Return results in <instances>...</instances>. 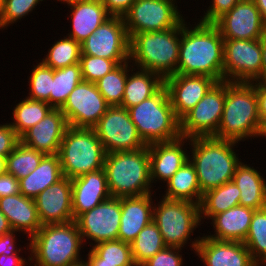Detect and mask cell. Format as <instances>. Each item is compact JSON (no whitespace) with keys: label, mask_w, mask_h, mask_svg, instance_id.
<instances>
[{"label":"cell","mask_w":266,"mask_h":266,"mask_svg":"<svg viewBox=\"0 0 266 266\" xmlns=\"http://www.w3.org/2000/svg\"><path fill=\"white\" fill-rule=\"evenodd\" d=\"M181 22V40L176 74L203 75L224 81V39L214 23ZM191 26V27H190ZM193 27V28H192Z\"/></svg>","instance_id":"obj_1"},{"label":"cell","mask_w":266,"mask_h":266,"mask_svg":"<svg viewBox=\"0 0 266 266\" xmlns=\"http://www.w3.org/2000/svg\"><path fill=\"white\" fill-rule=\"evenodd\" d=\"M214 137L237 143L255 137L266 138V130L260 122L258 98L251 83L226 81L223 115Z\"/></svg>","instance_id":"obj_2"},{"label":"cell","mask_w":266,"mask_h":266,"mask_svg":"<svg viewBox=\"0 0 266 266\" xmlns=\"http://www.w3.org/2000/svg\"><path fill=\"white\" fill-rule=\"evenodd\" d=\"M236 144L239 145L215 137L190 138L186 143L191 149L189 160L197 173L201 194L232 181L236 167L241 163L234 150Z\"/></svg>","instance_id":"obj_3"},{"label":"cell","mask_w":266,"mask_h":266,"mask_svg":"<svg viewBox=\"0 0 266 266\" xmlns=\"http://www.w3.org/2000/svg\"><path fill=\"white\" fill-rule=\"evenodd\" d=\"M26 244L31 266H72L84 261L80 251L85 244L75 221L43 225Z\"/></svg>","instance_id":"obj_4"},{"label":"cell","mask_w":266,"mask_h":266,"mask_svg":"<svg viewBox=\"0 0 266 266\" xmlns=\"http://www.w3.org/2000/svg\"><path fill=\"white\" fill-rule=\"evenodd\" d=\"M180 40L181 23L163 31L134 34L129 43V61L165 79L176 74Z\"/></svg>","instance_id":"obj_5"},{"label":"cell","mask_w":266,"mask_h":266,"mask_svg":"<svg viewBox=\"0 0 266 266\" xmlns=\"http://www.w3.org/2000/svg\"><path fill=\"white\" fill-rule=\"evenodd\" d=\"M104 170L112 197L142 196L153 193L148 146L134 151L106 153Z\"/></svg>","instance_id":"obj_6"},{"label":"cell","mask_w":266,"mask_h":266,"mask_svg":"<svg viewBox=\"0 0 266 266\" xmlns=\"http://www.w3.org/2000/svg\"><path fill=\"white\" fill-rule=\"evenodd\" d=\"M128 111L141 139L147 145L181 137L180 120L175 115L165 86L152 97L128 108Z\"/></svg>","instance_id":"obj_7"},{"label":"cell","mask_w":266,"mask_h":266,"mask_svg":"<svg viewBox=\"0 0 266 266\" xmlns=\"http://www.w3.org/2000/svg\"><path fill=\"white\" fill-rule=\"evenodd\" d=\"M58 155L63 175L72 180L104 168L106 152L94 128L68 126Z\"/></svg>","instance_id":"obj_8"},{"label":"cell","mask_w":266,"mask_h":266,"mask_svg":"<svg viewBox=\"0 0 266 266\" xmlns=\"http://www.w3.org/2000/svg\"><path fill=\"white\" fill-rule=\"evenodd\" d=\"M153 221L158 226L166 246L185 248L190 240V248L195 253L201 237L194 241L190 237L200 225L199 205L188 201L160 198L153 207Z\"/></svg>","instance_id":"obj_9"},{"label":"cell","mask_w":266,"mask_h":266,"mask_svg":"<svg viewBox=\"0 0 266 266\" xmlns=\"http://www.w3.org/2000/svg\"><path fill=\"white\" fill-rule=\"evenodd\" d=\"M176 1L136 0L123 16L129 39L137 33L163 31L177 27L185 17L177 8Z\"/></svg>","instance_id":"obj_10"},{"label":"cell","mask_w":266,"mask_h":266,"mask_svg":"<svg viewBox=\"0 0 266 266\" xmlns=\"http://www.w3.org/2000/svg\"><path fill=\"white\" fill-rule=\"evenodd\" d=\"M226 98V81L217 82L180 120L181 137H214L220 125Z\"/></svg>","instance_id":"obj_11"},{"label":"cell","mask_w":266,"mask_h":266,"mask_svg":"<svg viewBox=\"0 0 266 266\" xmlns=\"http://www.w3.org/2000/svg\"><path fill=\"white\" fill-rule=\"evenodd\" d=\"M106 153L134 151L148 146L140 137L128 109L110 106L94 127Z\"/></svg>","instance_id":"obj_12"},{"label":"cell","mask_w":266,"mask_h":266,"mask_svg":"<svg viewBox=\"0 0 266 266\" xmlns=\"http://www.w3.org/2000/svg\"><path fill=\"white\" fill-rule=\"evenodd\" d=\"M224 81L262 80L261 40L224 39Z\"/></svg>","instance_id":"obj_13"},{"label":"cell","mask_w":266,"mask_h":266,"mask_svg":"<svg viewBox=\"0 0 266 266\" xmlns=\"http://www.w3.org/2000/svg\"><path fill=\"white\" fill-rule=\"evenodd\" d=\"M129 43L123 17L111 16L81 43V55L106 58L119 65L129 61Z\"/></svg>","instance_id":"obj_14"},{"label":"cell","mask_w":266,"mask_h":266,"mask_svg":"<svg viewBox=\"0 0 266 266\" xmlns=\"http://www.w3.org/2000/svg\"><path fill=\"white\" fill-rule=\"evenodd\" d=\"M109 107L96 84L82 80L60 110L65 115L68 126L94 128Z\"/></svg>","instance_id":"obj_15"},{"label":"cell","mask_w":266,"mask_h":266,"mask_svg":"<svg viewBox=\"0 0 266 266\" xmlns=\"http://www.w3.org/2000/svg\"><path fill=\"white\" fill-rule=\"evenodd\" d=\"M81 233L82 241H90L89 246L103 241L118 239L121 222V197H110L81 214L75 220Z\"/></svg>","instance_id":"obj_16"},{"label":"cell","mask_w":266,"mask_h":266,"mask_svg":"<svg viewBox=\"0 0 266 266\" xmlns=\"http://www.w3.org/2000/svg\"><path fill=\"white\" fill-rule=\"evenodd\" d=\"M223 39L255 40L266 31L261 13L253 0L239 1L215 23Z\"/></svg>","instance_id":"obj_17"},{"label":"cell","mask_w":266,"mask_h":266,"mask_svg":"<svg viewBox=\"0 0 266 266\" xmlns=\"http://www.w3.org/2000/svg\"><path fill=\"white\" fill-rule=\"evenodd\" d=\"M217 83L209 76L174 74L164 79L171 105L181 120Z\"/></svg>","instance_id":"obj_18"},{"label":"cell","mask_w":266,"mask_h":266,"mask_svg":"<svg viewBox=\"0 0 266 266\" xmlns=\"http://www.w3.org/2000/svg\"><path fill=\"white\" fill-rule=\"evenodd\" d=\"M36 209L42 225L63 224L74 221L72 214V183L63 177L35 198Z\"/></svg>","instance_id":"obj_19"},{"label":"cell","mask_w":266,"mask_h":266,"mask_svg":"<svg viewBox=\"0 0 266 266\" xmlns=\"http://www.w3.org/2000/svg\"><path fill=\"white\" fill-rule=\"evenodd\" d=\"M186 142H190V139L180 137L148 145L151 183H166L189 160V151L183 147Z\"/></svg>","instance_id":"obj_20"},{"label":"cell","mask_w":266,"mask_h":266,"mask_svg":"<svg viewBox=\"0 0 266 266\" xmlns=\"http://www.w3.org/2000/svg\"><path fill=\"white\" fill-rule=\"evenodd\" d=\"M195 254L205 266H258L243 242L221 241L203 235Z\"/></svg>","instance_id":"obj_21"},{"label":"cell","mask_w":266,"mask_h":266,"mask_svg":"<svg viewBox=\"0 0 266 266\" xmlns=\"http://www.w3.org/2000/svg\"><path fill=\"white\" fill-rule=\"evenodd\" d=\"M68 127L60 109H52L44 119L20 136V142L44 154H58Z\"/></svg>","instance_id":"obj_22"},{"label":"cell","mask_w":266,"mask_h":266,"mask_svg":"<svg viewBox=\"0 0 266 266\" xmlns=\"http://www.w3.org/2000/svg\"><path fill=\"white\" fill-rule=\"evenodd\" d=\"M74 221L102 201L111 197L104 168L71 180Z\"/></svg>","instance_id":"obj_23"},{"label":"cell","mask_w":266,"mask_h":266,"mask_svg":"<svg viewBox=\"0 0 266 266\" xmlns=\"http://www.w3.org/2000/svg\"><path fill=\"white\" fill-rule=\"evenodd\" d=\"M153 193L121 197V222L118 239L131 244L139 232L153 221Z\"/></svg>","instance_id":"obj_24"},{"label":"cell","mask_w":266,"mask_h":266,"mask_svg":"<svg viewBox=\"0 0 266 266\" xmlns=\"http://www.w3.org/2000/svg\"><path fill=\"white\" fill-rule=\"evenodd\" d=\"M0 211L6 216L12 230L28 234L29 241L43 226L35 200L21 193L0 198ZM21 231V232H20Z\"/></svg>","instance_id":"obj_25"},{"label":"cell","mask_w":266,"mask_h":266,"mask_svg":"<svg viewBox=\"0 0 266 266\" xmlns=\"http://www.w3.org/2000/svg\"><path fill=\"white\" fill-rule=\"evenodd\" d=\"M67 5L70 6L68 19L72 20V29L66 36L80 44L111 17L101 0H78Z\"/></svg>","instance_id":"obj_26"},{"label":"cell","mask_w":266,"mask_h":266,"mask_svg":"<svg viewBox=\"0 0 266 266\" xmlns=\"http://www.w3.org/2000/svg\"><path fill=\"white\" fill-rule=\"evenodd\" d=\"M254 211V209L238 205L214 215L210 219L214 234L210 233L206 236L221 241L244 242Z\"/></svg>","instance_id":"obj_27"},{"label":"cell","mask_w":266,"mask_h":266,"mask_svg":"<svg viewBox=\"0 0 266 266\" xmlns=\"http://www.w3.org/2000/svg\"><path fill=\"white\" fill-rule=\"evenodd\" d=\"M232 180L240 190V206L254 210L266 208L265 176L254 166L251 167L250 164L241 162L236 167Z\"/></svg>","instance_id":"obj_28"},{"label":"cell","mask_w":266,"mask_h":266,"mask_svg":"<svg viewBox=\"0 0 266 266\" xmlns=\"http://www.w3.org/2000/svg\"><path fill=\"white\" fill-rule=\"evenodd\" d=\"M163 86L164 79L160 75L144 69L135 68L128 61L127 81L120 106L126 109L136 106L143 100L155 95Z\"/></svg>","instance_id":"obj_29"},{"label":"cell","mask_w":266,"mask_h":266,"mask_svg":"<svg viewBox=\"0 0 266 266\" xmlns=\"http://www.w3.org/2000/svg\"><path fill=\"white\" fill-rule=\"evenodd\" d=\"M64 177L58 154H46L38 167L26 177L19 179L20 193L35 198Z\"/></svg>","instance_id":"obj_30"},{"label":"cell","mask_w":266,"mask_h":266,"mask_svg":"<svg viewBox=\"0 0 266 266\" xmlns=\"http://www.w3.org/2000/svg\"><path fill=\"white\" fill-rule=\"evenodd\" d=\"M163 198L200 204L202 194L194 165L187 160L166 182Z\"/></svg>","instance_id":"obj_31"},{"label":"cell","mask_w":266,"mask_h":266,"mask_svg":"<svg viewBox=\"0 0 266 266\" xmlns=\"http://www.w3.org/2000/svg\"><path fill=\"white\" fill-rule=\"evenodd\" d=\"M240 190L232 181L202 194L199 204L200 221L239 205Z\"/></svg>","instance_id":"obj_32"},{"label":"cell","mask_w":266,"mask_h":266,"mask_svg":"<svg viewBox=\"0 0 266 266\" xmlns=\"http://www.w3.org/2000/svg\"><path fill=\"white\" fill-rule=\"evenodd\" d=\"M53 108L44 101L32 100L25 96L13 107L12 119L9 124L20 137L30 127L39 123Z\"/></svg>","instance_id":"obj_33"},{"label":"cell","mask_w":266,"mask_h":266,"mask_svg":"<svg viewBox=\"0 0 266 266\" xmlns=\"http://www.w3.org/2000/svg\"><path fill=\"white\" fill-rule=\"evenodd\" d=\"M82 80L80 63L55 69L50 92V106L53 109H61L69 94Z\"/></svg>","instance_id":"obj_34"},{"label":"cell","mask_w":266,"mask_h":266,"mask_svg":"<svg viewBox=\"0 0 266 266\" xmlns=\"http://www.w3.org/2000/svg\"><path fill=\"white\" fill-rule=\"evenodd\" d=\"M166 247L158 226L154 221H151L131 243L133 261L141 266Z\"/></svg>","instance_id":"obj_35"},{"label":"cell","mask_w":266,"mask_h":266,"mask_svg":"<svg viewBox=\"0 0 266 266\" xmlns=\"http://www.w3.org/2000/svg\"><path fill=\"white\" fill-rule=\"evenodd\" d=\"M45 155L19 141L6 157V173L12 174L18 180L22 179L38 167Z\"/></svg>","instance_id":"obj_36"},{"label":"cell","mask_w":266,"mask_h":266,"mask_svg":"<svg viewBox=\"0 0 266 266\" xmlns=\"http://www.w3.org/2000/svg\"><path fill=\"white\" fill-rule=\"evenodd\" d=\"M243 243L248 248L253 261L258 266H266V208L254 211Z\"/></svg>","instance_id":"obj_37"},{"label":"cell","mask_w":266,"mask_h":266,"mask_svg":"<svg viewBox=\"0 0 266 266\" xmlns=\"http://www.w3.org/2000/svg\"><path fill=\"white\" fill-rule=\"evenodd\" d=\"M80 57L81 44L73 38L64 36L54 41L41 61L55 70L79 63Z\"/></svg>","instance_id":"obj_38"},{"label":"cell","mask_w":266,"mask_h":266,"mask_svg":"<svg viewBox=\"0 0 266 266\" xmlns=\"http://www.w3.org/2000/svg\"><path fill=\"white\" fill-rule=\"evenodd\" d=\"M128 75V61L119 64L95 84L110 106H120L123 100Z\"/></svg>","instance_id":"obj_39"},{"label":"cell","mask_w":266,"mask_h":266,"mask_svg":"<svg viewBox=\"0 0 266 266\" xmlns=\"http://www.w3.org/2000/svg\"><path fill=\"white\" fill-rule=\"evenodd\" d=\"M91 250L101 258V263L128 266L134 263L131 244L119 239L103 241L91 247Z\"/></svg>","instance_id":"obj_40"},{"label":"cell","mask_w":266,"mask_h":266,"mask_svg":"<svg viewBox=\"0 0 266 266\" xmlns=\"http://www.w3.org/2000/svg\"><path fill=\"white\" fill-rule=\"evenodd\" d=\"M28 78L29 96L32 100L44 101L50 105V92L52 90V80L54 78V69L46 66L42 61L33 65Z\"/></svg>","instance_id":"obj_41"},{"label":"cell","mask_w":266,"mask_h":266,"mask_svg":"<svg viewBox=\"0 0 266 266\" xmlns=\"http://www.w3.org/2000/svg\"><path fill=\"white\" fill-rule=\"evenodd\" d=\"M44 0H3L0 9V29L4 30L30 14Z\"/></svg>","instance_id":"obj_42"},{"label":"cell","mask_w":266,"mask_h":266,"mask_svg":"<svg viewBox=\"0 0 266 266\" xmlns=\"http://www.w3.org/2000/svg\"><path fill=\"white\" fill-rule=\"evenodd\" d=\"M79 63L82 79L91 83H96L118 66L113 60L90 55H81Z\"/></svg>","instance_id":"obj_43"},{"label":"cell","mask_w":266,"mask_h":266,"mask_svg":"<svg viewBox=\"0 0 266 266\" xmlns=\"http://www.w3.org/2000/svg\"><path fill=\"white\" fill-rule=\"evenodd\" d=\"M183 248L167 246L148 259L141 266H183L182 252Z\"/></svg>","instance_id":"obj_44"},{"label":"cell","mask_w":266,"mask_h":266,"mask_svg":"<svg viewBox=\"0 0 266 266\" xmlns=\"http://www.w3.org/2000/svg\"><path fill=\"white\" fill-rule=\"evenodd\" d=\"M241 0H211L210 6L204 11L200 20L205 23H215L220 17L229 12Z\"/></svg>","instance_id":"obj_45"},{"label":"cell","mask_w":266,"mask_h":266,"mask_svg":"<svg viewBox=\"0 0 266 266\" xmlns=\"http://www.w3.org/2000/svg\"><path fill=\"white\" fill-rule=\"evenodd\" d=\"M19 141L20 137L8 122L0 124V157H7Z\"/></svg>","instance_id":"obj_46"},{"label":"cell","mask_w":266,"mask_h":266,"mask_svg":"<svg viewBox=\"0 0 266 266\" xmlns=\"http://www.w3.org/2000/svg\"><path fill=\"white\" fill-rule=\"evenodd\" d=\"M255 87L261 126L266 130V80L250 82Z\"/></svg>","instance_id":"obj_47"},{"label":"cell","mask_w":266,"mask_h":266,"mask_svg":"<svg viewBox=\"0 0 266 266\" xmlns=\"http://www.w3.org/2000/svg\"><path fill=\"white\" fill-rule=\"evenodd\" d=\"M136 0H101L106 11L111 16L123 17L131 8Z\"/></svg>","instance_id":"obj_48"},{"label":"cell","mask_w":266,"mask_h":266,"mask_svg":"<svg viewBox=\"0 0 266 266\" xmlns=\"http://www.w3.org/2000/svg\"><path fill=\"white\" fill-rule=\"evenodd\" d=\"M20 193L19 180L12 174L3 173L0 175V198Z\"/></svg>","instance_id":"obj_49"},{"label":"cell","mask_w":266,"mask_h":266,"mask_svg":"<svg viewBox=\"0 0 266 266\" xmlns=\"http://www.w3.org/2000/svg\"><path fill=\"white\" fill-rule=\"evenodd\" d=\"M16 234V231L12 230L11 232L0 236V256L2 254L9 256L22 252L23 248L21 249L16 247Z\"/></svg>","instance_id":"obj_50"},{"label":"cell","mask_w":266,"mask_h":266,"mask_svg":"<svg viewBox=\"0 0 266 266\" xmlns=\"http://www.w3.org/2000/svg\"><path fill=\"white\" fill-rule=\"evenodd\" d=\"M27 258L28 259L24 258V256L22 257L20 254H13L9 256L2 254L0 256V266H27L29 263L31 264L30 255Z\"/></svg>","instance_id":"obj_51"},{"label":"cell","mask_w":266,"mask_h":266,"mask_svg":"<svg viewBox=\"0 0 266 266\" xmlns=\"http://www.w3.org/2000/svg\"><path fill=\"white\" fill-rule=\"evenodd\" d=\"M84 261L88 266H116V264L101 263V258H99L91 249L88 254H86Z\"/></svg>","instance_id":"obj_52"},{"label":"cell","mask_w":266,"mask_h":266,"mask_svg":"<svg viewBox=\"0 0 266 266\" xmlns=\"http://www.w3.org/2000/svg\"><path fill=\"white\" fill-rule=\"evenodd\" d=\"M261 40L262 80H266V31Z\"/></svg>","instance_id":"obj_53"},{"label":"cell","mask_w":266,"mask_h":266,"mask_svg":"<svg viewBox=\"0 0 266 266\" xmlns=\"http://www.w3.org/2000/svg\"><path fill=\"white\" fill-rule=\"evenodd\" d=\"M12 231L6 216L0 211V236Z\"/></svg>","instance_id":"obj_54"},{"label":"cell","mask_w":266,"mask_h":266,"mask_svg":"<svg viewBox=\"0 0 266 266\" xmlns=\"http://www.w3.org/2000/svg\"><path fill=\"white\" fill-rule=\"evenodd\" d=\"M255 2V5L259 9L263 22L266 26V0H253Z\"/></svg>","instance_id":"obj_55"},{"label":"cell","mask_w":266,"mask_h":266,"mask_svg":"<svg viewBox=\"0 0 266 266\" xmlns=\"http://www.w3.org/2000/svg\"><path fill=\"white\" fill-rule=\"evenodd\" d=\"M6 172V157H0V175Z\"/></svg>","instance_id":"obj_56"},{"label":"cell","mask_w":266,"mask_h":266,"mask_svg":"<svg viewBox=\"0 0 266 266\" xmlns=\"http://www.w3.org/2000/svg\"><path fill=\"white\" fill-rule=\"evenodd\" d=\"M61 2V3H66V4H68V3H71V2H75V1H78V0H57V2Z\"/></svg>","instance_id":"obj_57"},{"label":"cell","mask_w":266,"mask_h":266,"mask_svg":"<svg viewBox=\"0 0 266 266\" xmlns=\"http://www.w3.org/2000/svg\"><path fill=\"white\" fill-rule=\"evenodd\" d=\"M72 266H88V265L86 264V262H85V261H82V262H80V263H77V264H75V265H72Z\"/></svg>","instance_id":"obj_58"},{"label":"cell","mask_w":266,"mask_h":266,"mask_svg":"<svg viewBox=\"0 0 266 266\" xmlns=\"http://www.w3.org/2000/svg\"><path fill=\"white\" fill-rule=\"evenodd\" d=\"M128 266H140L138 264H136L135 262L132 265H128Z\"/></svg>","instance_id":"obj_59"},{"label":"cell","mask_w":266,"mask_h":266,"mask_svg":"<svg viewBox=\"0 0 266 266\" xmlns=\"http://www.w3.org/2000/svg\"><path fill=\"white\" fill-rule=\"evenodd\" d=\"M2 4H3V0H0V9L2 7Z\"/></svg>","instance_id":"obj_60"}]
</instances>
